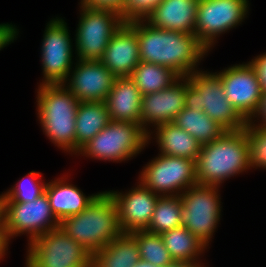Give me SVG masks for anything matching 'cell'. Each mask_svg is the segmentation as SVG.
Masks as SVG:
<instances>
[{
  "label": "cell",
  "mask_w": 266,
  "mask_h": 267,
  "mask_svg": "<svg viewBox=\"0 0 266 267\" xmlns=\"http://www.w3.org/2000/svg\"><path fill=\"white\" fill-rule=\"evenodd\" d=\"M80 20L75 34L79 60H100L113 34L123 24L118 12L81 4Z\"/></svg>",
  "instance_id": "8fae6325"
},
{
  "label": "cell",
  "mask_w": 266,
  "mask_h": 267,
  "mask_svg": "<svg viewBox=\"0 0 266 267\" xmlns=\"http://www.w3.org/2000/svg\"><path fill=\"white\" fill-rule=\"evenodd\" d=\"M66 179L62 177L54 181L51 180V182H47L45 188L52 212L59 221L81 213L101 193L86 196L75 185L68 183Z\"/></svg>",
  "instance_id": "44dd1931"
},
{
  "label": "cell",
  "mask_w": 266,
  "mask_h": 267,
  "mask_svg": "<svg viewBox=\"0 0 266 267\" xmlns=\"http://www.w3.org/2000/svg\"><path fill=\"white\" fill-rule=\"evenodd\" d=\"M100 61L116 78L129 77L140 63L137 21L123 23L113 34Z\"/></svg>",
  "instance_id": "ac0fdd59"
},
{
  "label": "cell",
  "mask_w": 266,
  "mask_h": 267,
  "mask_svg": "<svg viewBox=\"0 0 266 267\" xmlns=\"http://www.w3.org/2000/svg\"><path fill=\"white\" fill-rule=\"evenodd\" d=\"M163 0H124L121 8L123 23L146 20Z\"/></svg>",
  "instance_id": "1f68e13d"
},
{
  "label": "cell",
  "mask_w": 266,
  "mask_h": 267,
  "mask_svg": "<svg viewBox=\"0 0 266 267\" xmlns=\"http://www.w3.org/2000/svg\"><path fill=\"white\" fill-rule=\"evenodd\" d=\"M199 0H163L146 18L150 25L182 33H195Z\"/></svg>",
  "instance_id": "d6986e66"
},
{
  "label": "cell",
  "mask_w": 266,
  "mask_h": 267,
  "mask_svg": "<svg viewBox=\"0 0 266 267\" xmlns=\"http://www.w3.org/2000/svg\"><path fill=\"white\" fill-rule=\"evenodd\" d=\"M17 30L15 25L8 23L0 24V50L11 44L17 38L19 33Z\"/></svg>",
  "instance_id": "e575fe53"
},
{
  "label": "cell",
  "mask_w": 266,
  "mask_h": 267,
  "mask_svg": "<svg viewBox=\"0 0 266 267\" xmlns=\"http://www.w3.org/2000/svg\"><path fill=\"white\" fill-rule=\"evenodd\" d=\"M60 221L50 207L44 193L36 200L25 203H13L2 200V235L8 247L11 238L21 234L29 236L28 242L36 237L59 228Z\"/></svg>",
  "instance_id": "52a82bcc"
},
{
  "label": "cell",
  "mask_w": 266,
  "mask_h": 267,
  "mask_svg": "<svg viewBox=\"0 0 266 267\" xmlns=\"http://www.w3.org/2000/svg\"><path fill=\"white\" fill-rule=\"evenodd\" d=\"M173 123L188 132L201 145L216 140L227 131L203 110H193L186 107L177 114Z\"/></svg>",
  "instance_id": "484cf974"
},
{
  "label": "cell",
  "mask_w": 266,
  "mask_h": 267,
  "mask_svg": "<svg viewBox=\"0 0 266 267\" xmlns=\"http://www.w3.org/2000/svg\"><path fill=\"white\" fill-rule=\"evenodd\" d=\"M59 227L91 254L123 233L115 202L107 191L101 192L81 213L60 221Z\"/></svg>",
  "instance_id": "3957f363"
},
{
  "label": "cell",
  "mask_w": 266,
  "mask_h": 267,
  "mask_svg": "<svg viewBox=\"0 0 266 267\" xmlns=\"http://www.w3.org/2000/svg\"><path fill=\"white\" fill-rule=\"evenodd\" d=\"M140 61L167 66L180 76L197 71L208 53L194 33H182L154 27L145 20L137 21Z\"/></svg>",
  "instance_id": "6da1fadb"
},
{
  "label": "cell",
  "mask_w": 266,
  "mask_h": 267,
  "mask_svg": "<svg viewBox=\"0 0 266 267\" xmlns=\"http://www.w3.org/2000/svg\"><path fill=\"white\" fill-rule=\"evenodd\" d=\"M165 247L178 266L204 267L198 256L207 246L184 226L161 234ZM197 261V262H196Z\"/></svg>",
  "instance_id": "7402d4cb"
},
{
  "label": "cell",
  "mask_w": 266,
  "mask_h": 267,
  "mask_svg": "<svg viewBox=\"0 0 266 267\" xmlns=\"http://www.w3.org/2000/svg\"><path fill=\"white\" fill-rule=\"evenodd\" d=\"M139 185L125 192L107 191L118 212V222L123 233L145 231L151 221L159 194Z\"/></svg>",
  "instance_id": "e0dca14e"
},
{
  "label": "cell",
  "mask_w": 266,
  "mask_h": 267,
  "mask_svg": "<svg viewBox=\"0 0 266 267\" xmlns=\"http://www.w3.org/2000/svg\"><path fill=\"white\" fill-rule=\"evenodd\" d=\"M111 122L105 102H80L76 114L75 154Z\"/></svg>",
  "instance_id": "cb8c5ba5"
},
{
  "label": "cell",
  "mask_w": 266,
  "mask_h": 267,
  "mask_svg": "<svg viewBox=\"0 0 266 267\" xmlns=\"http://www.w3.org/2000/svg\"><path fill=\"white\" fill-rule=\"evenodd\" d=\"M224 87V95L248 121L255 113L262 97L258 74L250 62L235 64L216 72Z\"/></svg>",
  "instance_id": "5bb4252c"
},
{
  "label": "cell",
  "mask_w": 266,
  "mask_h": 267,
  "mask_svg": "<svg viewBox=\"0 0 266 267\" xmlns=\"http://www.w3.org/2000/svg\"><path fill=\"white\" fill-rule=\"evenodd\" d=\"M180 195L159 196L151 221L145 231L161 235L182 226Z\"/></svg>",
  "instance_id": "83f0119b"
},
{
  "label": "cell",
  "mask_w": 266,
  "mask_h": 267,
  "mask_svg": "<svg viewBox=\"0 0 266 267\" xmlns=\"http://www.w3.org/2000/svg\"><path fill=\"white\" fill-rule=\"evenodd\" d=\"M198 184L220 187L232 176L249 170V146L244 130L226 131L204 144L196 160Z\"/></svg>",
  "instance_id": "7a4b0ae2"
},
{
  "label": "cell",
  "mask_w": 266,
  "mask_h": 267,
  "mask_svg": "<svg viewBox=\"0 0 266 267\" xmlns=\"http://www.w3.org/2000/svg\"><path fill=\"white\" fill-rule=\"evenodd\" d=\"M148 144V134L140 124L111 121L78 154L104 161H126Z\"/></svg>",
  "instance_id": "8992f818"
},
{
  "label": "cell",
  "mask_w": 266,
  "mask_h": 267,
  "mask_svg": "<svg viewBox=\"0 0 266 267\" xmlns=\"http://www.w3.org/2000/svg\"><path fill=\"white\" fill-rule=\"evenodd\" d=\"M139 246L140 259L159 267H178L165 247L161 235L147 231L130 233Z\"/></svg>",
  "instance_id": "f1b7e54d"
},
{
  "label": "cell",
  "mask_w": 266,
  "mask_h": 267,
  "mask_svg": "<svg viewBox=\"0 0 266 267\" xmlns=\"http://www.w3.org/2000/svg\"><path fill=\"white\" fill-rule=\"evenodd\" d=\"M71 72L63 85L80 102H104L116 79L100 60L77 59L75 69Z\"/></svg>",
  "instance_id": "9a60e30c"
},
{
  "label": "cell",
  "mask_w": 266,
  "mask_h": 267,
  "mask_svg": "<svg viewBox=\"0 0 266 267\" xmlns=\"http://www.w3.org/2000/svg\"><path fill=\"white\" fill-rule=\"evenodd\" d=\"M255 68L262 92H266V53H263L257 57H254L249 61Z\"/></svg>",
  "instance_id": "836d02e7"
},
{
  "label": "cell",
  "mask_w": 266,
  "mask_h": 267,
  "mask_svg": "<svg viewBox=\"0 0 266 267\" xmlns=\"http://www.w3.org/2000/svg\"><path fill=\"white\" fill-rule=\"evenodd\" d=\"M80 3L91 8L113 10L118 12L121 18V8L124 0H81Z\"/></svg>",
  "instance_id": "d6a6232c"
},
{
  "label": "cell",
  "mask_w": 266,
  "mask_h": 267,
  "mask_svg": "<svg viewBox=\"0 0 266 267\" xmlns=\"http://www.w3.org/2000/svg\"><path fill=\"white\" fill-rule=\"evenodd\" d=\"M129 77L145 95L171 86L181 76L167 66L140 61Z\"/></svg>",
  "instance_id": "4316f807"
},
{
  "label": "cell",
  "mask_w": 266,
  "mask_h": 267,
  "mask_svg": "<svg viewBox=\"0 0 266 267\" xmlns=\"http://www.w3.org/2000/svg\"><path fill=\"white\" fill-rule=\"evenodd\" d=\"M67 23L53 18L47 23L41 53L43 79L40 84H63L72 70V42Z\"/></svg>",
  "instance_id": "4fadbf2b"
},
{
  "label": "cell",
  "mask_w": 266,
  "mask_h": 267,
  "mask_svg": "<svg viewBox=\"0 0 266 267\" xmlns=\"http://www.w3.org/2000/svg\"><path fill=\"white\" fill-rule=\"evenodd\" d=\"M38 86L37 114L42 130L55 146L75 154V119L80 101L63 84Z\"/></svg>",
  "instance_id": "277c9868"
},
{
  "label": "cell",
  "mask_w": 266,
  "mask_h": 267,
  "mask_svg": "<svg viewBox=\"0 0 266 267\" xmlns=\"http://www.w3.org/2000/svg\"><path fill=\"white\" fill-rule=\"evenodd\" d=\"M139 260L136 239L130 233H122L92 254L91 267H133Z\"/></svg>",
  "instance_id": "603a6c76"
},
{
  "label": "cell",
  "mask_w": 266,
  "mask_h": 267,
  "mask_svg": "<svg viewBox=\"0 0 266 267\" xmlns=\"http://www.w3.org/2000/svg\"><path fill=\"white\" fill-rule=\"evenodd\" d=\"M248 2V0H199L194 34L210 50L220 34L240 25L246 18Z\"/></svg>",
  "instance_id": "7c38bea8"
},
{
  "label": "cell",
  "mask_w": 266,
  "mask_h": 267,
  "mask_svg": "<svg viewBox=\"0 0 266 267\" xmlns=\"http://www.w3.org/2000/svg\"><path fill=\"white\" fill-rule=\"evenodd\" d=\"M142 95L130 77L116 78L105 104L111 121L140 124Z\"/></svg>",
  "instance_id": "ffe728a7"
},
{
  "label": "cell",
  "mask_w": 266,
  "mask_h": 267,
  "mask_svg": "<svg viewBox=\"0 0 266 267\" xmlns=\"http://www.w3.org/2000/svg\"><path fill=\"white\" fill-rule=\"evenodd\" d=\"M243 130L249 146L250 168L266 169V128L247 123Z\"/></svg>",
  "instance_id": "4dcf8cb0"
},
{
  "label": "cell",
  "mask_w": 266,
  "mask_h": 267,
  "mask_svg": "<svg viewBox=\"0 0 266 267\" xmlns=\"http://www.w3.org/2000/svg\"><path fill=\"white\" fill-rule=\"evenodd\" d=\"M8 250V247L5 244L4 238H0V260L3 259L5 252Z\"/></svg>",
  "instance_id": "8d00e7d4"
},
{
  "label": "cell",
  "mask_w": 266,
  "mask_h": 267,
  "mask_svg": "<svg viewBox=\"0 0 266 267\" xmlns=\"http://www.w3.org/2000/svg\"><path fill=\"white\" fill-rule=\"evenodd\" d=\"M0 238H3L2 235V200L0 198Z\"/></svg>",
  "instance_id": "f35d334b"
},
{
  "label": "cell",
  "mask_w": 266,
  "mask_h": 267,
  "mask_svg": "<svg viewBox=\"0 0 266 267\" xmlns=\"http://www.w3.org/2000/svg\"><path fill=\"white\" fill-rule=\"evenodd\" d=\"M257 118V123H254L252 119ZM260 118V119H258ZM247 123H250L252 125L255 126H260V127H265L266 128V92H262V97L259 101V105L255 111V113L253 114V116L247 121Z\"/></svg>",
  "instance_id": "d590c367"
},
{
  "label": "cell",
  "mask_w": 266,
  "mask_h": 267,
  "mask_svg": "<svg viewBox=\"0 0 266 267\" xmlns=\"http://www.w3.org/2000/svg\"><path fill=\"white\" fill-rule=\"evenodd\" d=\"M156 142L163 155L197 160L202 145L173 122L155 127Z\"/></svg>",
  "instance_id": "d4e9b609"
},
{
  "label": "cell",
  "mask_w": 266,
  "mask_h": 267,
  "mask_svg": "<svg viewBox=\"0 0 266 267\" xmlns=\"http://www.w3.org/2000/svg\"><path fill=\"white\" fill-rule=\"evenodd\" d=\"M139 180L160 196L181 195L198 184L196 160L159 154L144 166Z\"/></svg>",
  "instance_id": "30bf717a"
},
{
  "label": "cell",
  "mask_w": 266,
  "mask_h": 267,
  "mask_svg": "<svg viewBox=\"0 0 266 267\" xmlns=\"http://www.w3.org/2000/svg\"><path fill=\"white\" fill-rule=\"evenodd\" d=\"M185 107L204 111L227 131L242 130L247 121L224 95L217 73L197 70L186 76Z\"/></svg>",
  "instance_id": "5b68a950"
},
{
  "label": "cell",
  "mask_w": 266,
  "mask_h": 267,
  "mask_svg": "<svg viewBox=\"0 0 266 267\" xmlns=\"http://www.w3.org/2000/svg\"><path fill=\"white\" fill-rule=\"evenodd\" d=\"M39 178L42 180L41 173L32 170L10 190L2 193L0 195L1 200H10L13 203H25L36 200L45 193L47 184Z\"/></svg>",
  "instance_id": "f546056e"
},
{
  "label": "cell",
  "mask_w": 266,
  "mask_h": 267,
  "mask_svg": "<svg viewBox=\"0 0 266 267\" xmlns=\"http://www.w3.org/2000/svg\"><path fill=\"white\" fill-rule=\"evenodd\" d=\"M186 76H181L171 86L142 95L140 126L148 134V144L152 130L148 126H158L173 122L185 107ZM149 124V125H148Z\"/></svg>",
  "instance_id": "2e32d148"
},
{
  "label": "cell",
  "mask_w": 266,
  "mask_h": 267,
  "mask_svg": "<svg viewBox=\"0 0 266 267\" xmlns=\"http://www.w3.org/2000/svg\"><path fill=\"white\" fill-rule=\"evenodd\" d=\"M133 267H159L140 259Z\"/></svg>",
  "instance_id": "74e56055"
},
{
  "label": "cell",
  "mask_w": 266,
  "mask_h": 267,
  "mask_svg": "<svg viewBox=\"0 0 266 267\" xmlns=\"http://www.w3.org/2000/svg\"><path fill=\"white\" fill-rule=\"evenodd\" d=\"M219 187L196 184L180 195L181 224L206 246L209 245L221 215Z\"/></svg>",
  "instance_id": "9c48e42d"
},
{
  "label": "cell",
  "mask_w": 266,
  "mask_h": 267,
  "mask_svg": "<svg viewBox=\"0 0 266 267\" xmlns=\"http://www.w3.org/2000/svg\"><path fill=\"white\" fill-rule=\"evenodd\" d=\"M26 267H91L92 254L60 227L28 243Z\"/></svg>",
  "instance_id": "ba28073f"
}]
</instances>
